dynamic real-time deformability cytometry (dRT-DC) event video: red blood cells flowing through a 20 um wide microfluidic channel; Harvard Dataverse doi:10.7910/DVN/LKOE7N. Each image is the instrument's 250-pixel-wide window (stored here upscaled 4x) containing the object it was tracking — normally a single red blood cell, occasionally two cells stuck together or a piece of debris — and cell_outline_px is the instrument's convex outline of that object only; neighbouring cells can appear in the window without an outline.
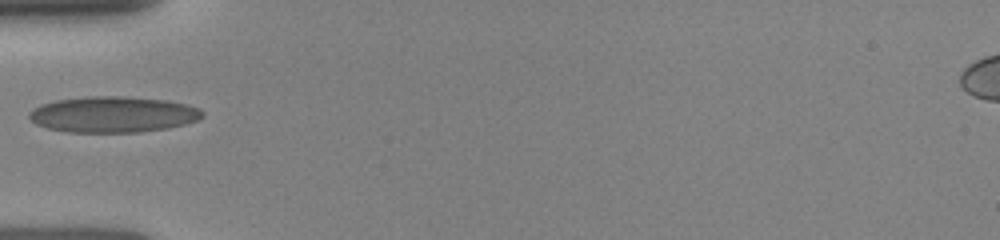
{"species": "human", "species_latin": "Homo sapiens", "temperature_condition": "room temperature", "stored_images_in_passage": 29, "camera_frame_rate_fps": 3000, "um_per_image_px": 0.085, "donor": {"sex": "female"}, "frame": {"image": 1, "passage_image": 1, "time_ms": 0.0, "image_size_px": [1000, 240], "cell_outline_px": [[204, 116], [196, 120], [184, 124], [168, 128], [140, 132], [68, 132], [48, 128], [36, 124], [28, 116], [28, 112], [40, 104], [56, 100], [88, 96], [120, 96], [168, 100], [188, 104], [200, 108], [204, 112]], "centroid_in_image_um": [9.62, 9.72], "position_along_channel_um": 75.4, "area_um2": 36.47}}
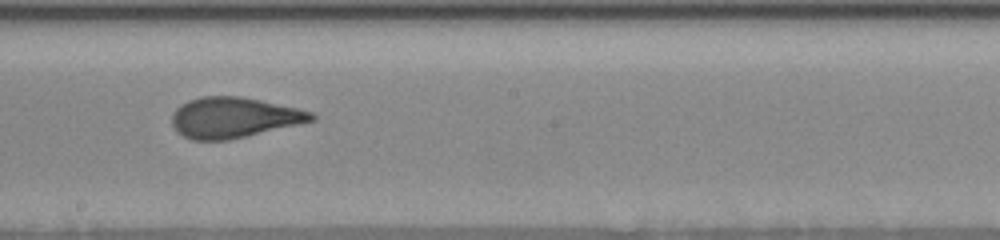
{"frame": {"image": 2, "passage_image": 12, "time_ms": 3.667, "image_size_px": [1000, 240], "cell_outline_px": [[316, 120], [300, 124], [228, 140], [192, 140], [176, 132], [172, 124], [172, 112], [180, 104], [188, 100], [200, 96], [240, 96], [260, 100], [296, 108], [312, 112], [316, 116]], "centroid_in_image_um": [19.84, 9.99], "position_along_channel_um": 228.4, "area_um2": 33.0}}
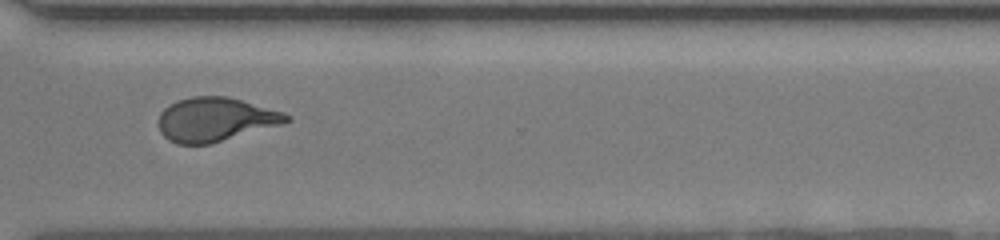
{"frame": {"image": 3, "passage_image": 21, "time_ms": 6.667, "image_size_px": [1000, 240], "cell_outline_px": [[292, 120], [284, 124], [212, 144], [176, 144], [168, 140], [160, 132], [156, 124], [160, 112], [168, 104], [176, 100], [192, 96], [228, 96], [284, 112], [292, 116]], "centroid_in_image_um": [18.3, 10.16], "position_along_channel_um": 352.3, "area_um2": 33.47}}